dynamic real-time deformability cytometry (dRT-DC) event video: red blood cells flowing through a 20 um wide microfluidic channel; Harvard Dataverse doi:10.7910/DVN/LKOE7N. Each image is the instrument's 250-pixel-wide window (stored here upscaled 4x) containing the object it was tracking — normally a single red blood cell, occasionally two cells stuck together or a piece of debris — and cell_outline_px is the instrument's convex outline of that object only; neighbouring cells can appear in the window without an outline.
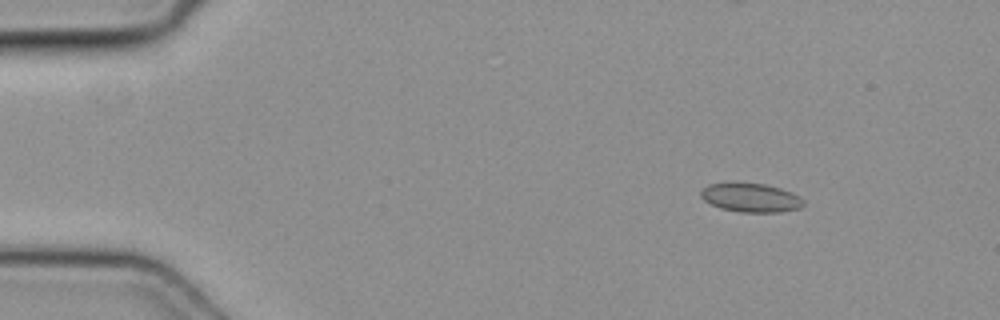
{"species": "common noctule bat (a hibernating species)", "species_latin": "Nyctalus noctula", "temperature_condition": "cold", "stored_images_in_passage": 44, "camera_frame_rate_fps": 3000, "um_per_image_px": 0.085, "animal": {"sex": "female", "body_mass_g": 19.3, "forearm_length_mm": 54.1}, "frame": {"image": 1, "passage_image": 1, "time_ms": 0.0, "image_size_px": [1000, 320], "cell_outline_px": [[804, 204], [800, 208], [780, 212], [740, 212], [720, 208], [704, 200], [700, 196], [700, 192], [708, 184], [732, 180], [764, 184], [780, 188], [792, 192], [800, 196], [804, 200]], "centroid_in_image_um": [63.79, 16.76], "position_along_channel_um": 21.2, "area_um2": 17.8}}
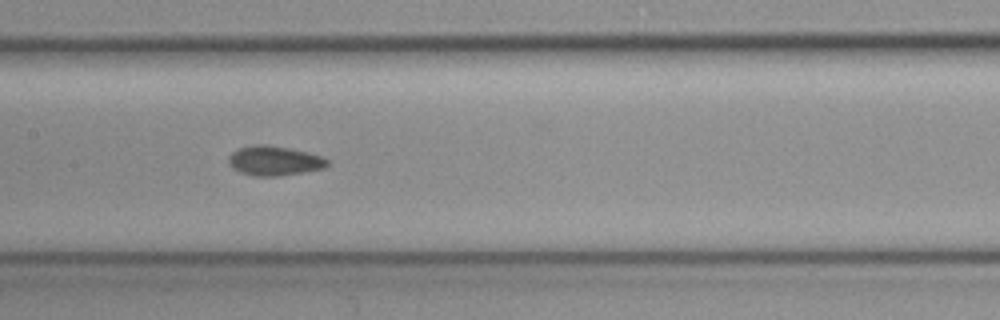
{"frame": {"image": 2, "passage_image": 19, "time_ms": 6.0, "image_size_px": [1000, 320], "cell_outline_px": [[328, 164], [324, 168], [304, 172], [280, 176], [252, 176], [240, 172], [232, 168], [228, 160], [228, 156], [232, 152], [240, 148], [252, 144], [264, 144], [288, 148], [320, 156], [328, 160]], "centroid_in_image_um": [23.27, 13.67], "position_along_channel_um": 184.1, "area_um2": 16.94}}
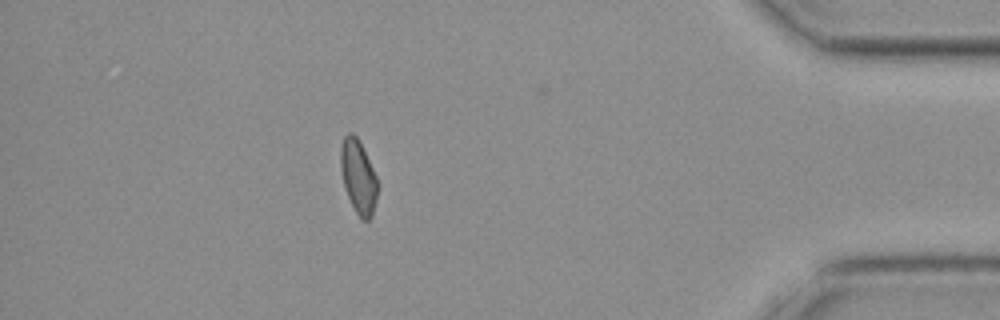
{"frame": {"image": 3, "passage_image": 38, "time_ms": 12.333, "image_size_px": [1000, 320], "cell_outline_px": [[380, 184], [372, 216], [368, 220], [364, 220], [356, 212], [348, 196], [344, 184], [340, 168], [340, 148], [344, 136], [348, 132], [352, 132], [356, 136]], "centroid_in_image_um": [30.46, 15.02], "position_along_channel_um": 404.7, "area_um2": 15.66}}